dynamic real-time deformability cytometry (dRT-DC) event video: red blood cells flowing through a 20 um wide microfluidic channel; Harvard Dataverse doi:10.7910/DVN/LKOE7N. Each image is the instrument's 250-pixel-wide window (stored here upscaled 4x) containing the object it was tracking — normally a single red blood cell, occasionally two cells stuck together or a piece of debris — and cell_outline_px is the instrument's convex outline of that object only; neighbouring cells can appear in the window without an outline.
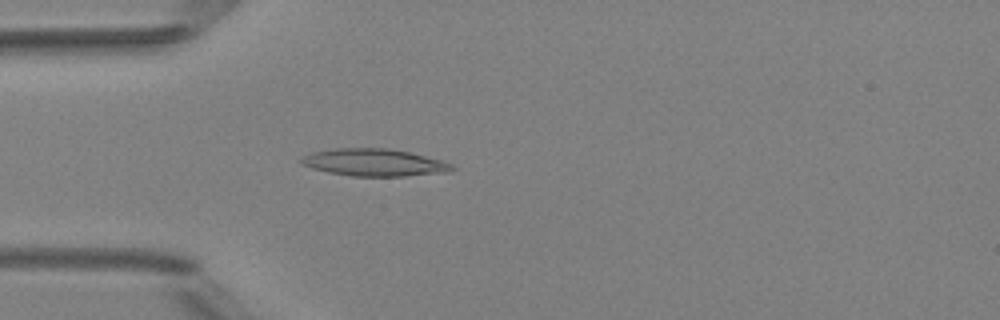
{"species": "Egyptian fruit bat (a non-hibernating species)", "species_latin": "Rousettus aegyptiacus", "temperature_condition": "room temperature", "stored_images_in_passage": 4, "camera_frame_rate_fps": 3000, "um_per_image_px": 0.085, "animal": {"sex": "female"}, "frame": {"image": 1, "passage_image": 4, "time_ms": 4.333, "image_size_px": [1000, 320], "cell_outline_px": [[456, 168], [448, 172], [404, 176], [352, 176], [328, 172], [312, 168], [300, 164], [300, 156], [312, 152], [336, 148], [388, 148], [408, 152], [440, 160], [452, 164]], "centroid_in_image_um": [31.76, 13.81], "position_along_channel_um": 53.2, "area_um2": 23.93}}